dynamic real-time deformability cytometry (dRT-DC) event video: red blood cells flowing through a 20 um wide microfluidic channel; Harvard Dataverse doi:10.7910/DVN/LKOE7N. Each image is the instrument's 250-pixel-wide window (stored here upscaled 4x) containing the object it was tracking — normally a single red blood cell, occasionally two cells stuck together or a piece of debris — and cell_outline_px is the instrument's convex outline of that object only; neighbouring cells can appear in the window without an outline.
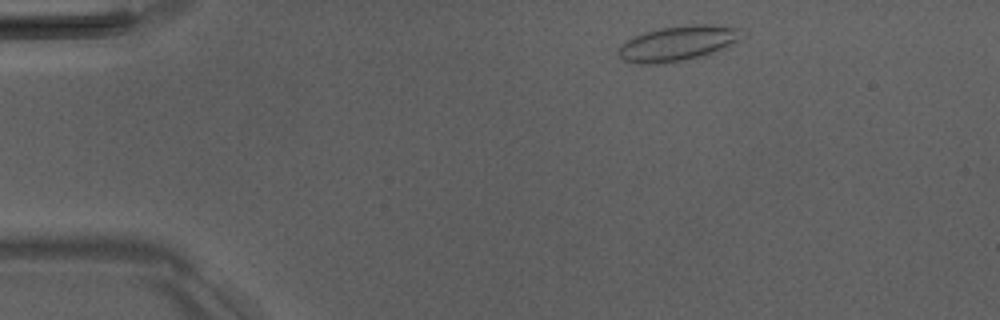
{"species": "Egyptian fruit bat (a non-hibernating species)", "species_latin": "Rousettus aegyptiacus", "temperature_condition": "room temperature", "stored_images_in_passage": 3, "camera_frame_rate_fps": 3000, "um_per_image_px": 0.085, "animal": {"sex": "male"}, "frame": {"image": 1, "passage_image": 1, "time_ms": 0.0, "image_size_px": [1000, 320], "cell_outline_px": [[744, 28], [740, 40], [736, 44], [704, 56], [664, 64], [636, 64], [624, 60], [620, 56], [616, 48], [624, 40], [632, 36], [644, 32], [660, 28], [684, 24], [712, 24]], "centroid_in_image_um": [57.63, 3.68], "position_along_channel_um": 27.4, "area_um2": 26.07}}